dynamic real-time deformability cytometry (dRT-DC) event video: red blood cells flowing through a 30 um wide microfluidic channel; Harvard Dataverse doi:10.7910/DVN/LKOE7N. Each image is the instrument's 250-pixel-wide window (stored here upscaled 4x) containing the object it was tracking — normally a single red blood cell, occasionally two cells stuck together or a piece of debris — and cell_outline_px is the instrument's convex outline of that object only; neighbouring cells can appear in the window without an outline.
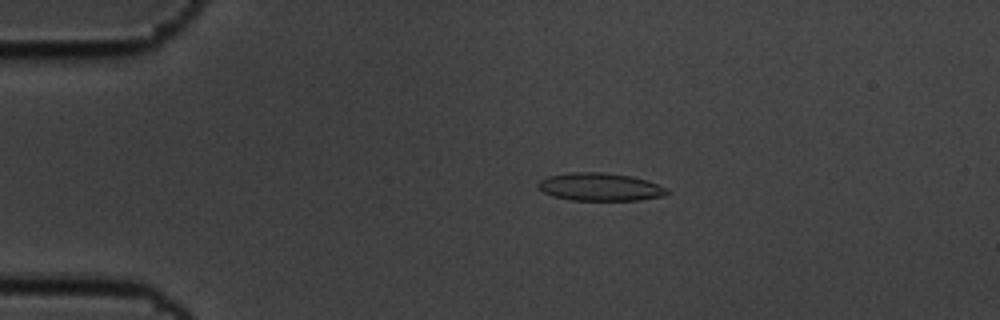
{"species": "common noctule bat (a hibernating species)", "species_latin": "Nyctalus noctula", "temperature_condition": "cold", "stored_images_in_passage": 58, "camera_frame_rate_fps": 3000, "um_per_image_px": 0.085, "animal": {"sex": "male", "body_mass_g": 19.5, "forearm_length_mm": 54.6}, "frame": {"image": 1, "passage_image": 12, "time_ms": 3.667, "image_size_px": [1000, 320], "cell_outline_px": [[668, 192], [664, 196], [640, 200], [572, 200], [552, 196], [544, 192], [536, 184], [540, 180], [548, 176], [572, 172], [600, 172], [632, 176], [648, 180], [668, 188]], "centroid_in_image_um": [51.03, 15.89], "position_along_channel_um": 34.0, "area_um2": 20.98}}
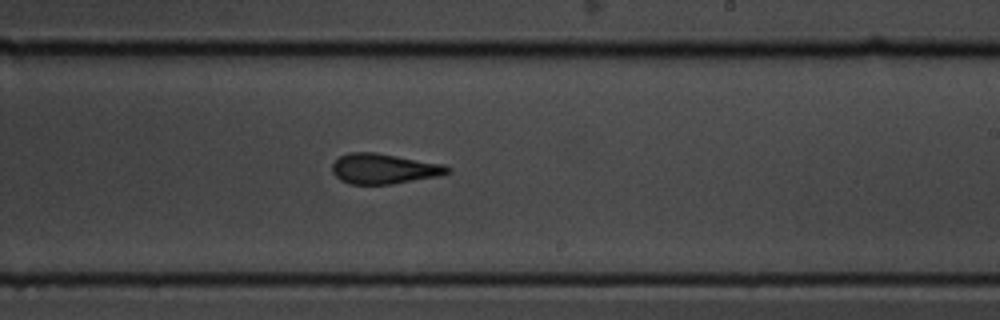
{"frame": {"image": 2, "passage_image": 35, "time_ms": 11.333, "image_size_px": [1000, 320], "cell_outline_px": [[452, 172], [440, 176], [392, 184], [348, 184], [340, 180], [332, 172], [332, 164], [340, 156], [348, 152], [376, 152], [444, 164], [452, 168]], "centroid_in_image_um": [32.66, 14.34], "position_along_channel_um": 256.3, "area_um2": 20.58}}
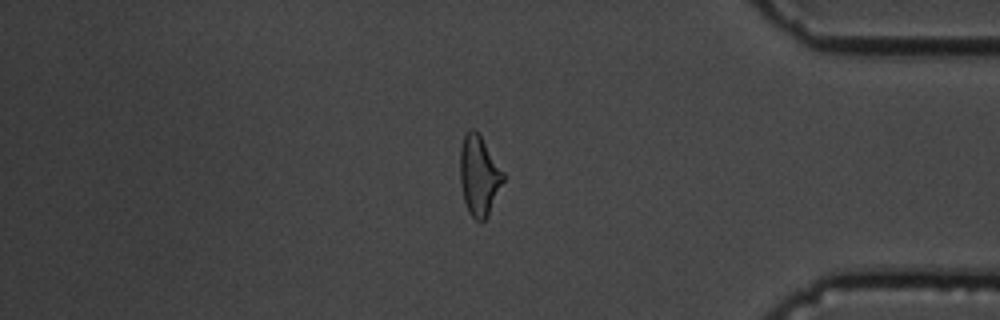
{"frame": {"image": 3, "passage_image": 49, "time_ms": 16.0, "image_size_px": [1000, 320], "cell_outline_px": [[504, 180], [488, 216], [484, 220], [476, 220], [468, 212], [464, 200], [460, 180], [460, 148], [464, 136], [468, 128], [472, 128], [480, 136], [504, 172]], "centroid_in_image_um": [40.71, 14.93], "position_along_channel_um": 394.5, "area_um2": 19.88}, "authors_computed_cell_mechanics": {"area_um2": 20.3456, "velocity_mm_per_s": 3.4797, "shape_relaxation_time_tau1_ms": 4.2701, "shape_relaxation_time_tau2_ms": 1.5429, "deformation_change_tau1": 0.1536, "deformation_change_tau2": 0.1026}}